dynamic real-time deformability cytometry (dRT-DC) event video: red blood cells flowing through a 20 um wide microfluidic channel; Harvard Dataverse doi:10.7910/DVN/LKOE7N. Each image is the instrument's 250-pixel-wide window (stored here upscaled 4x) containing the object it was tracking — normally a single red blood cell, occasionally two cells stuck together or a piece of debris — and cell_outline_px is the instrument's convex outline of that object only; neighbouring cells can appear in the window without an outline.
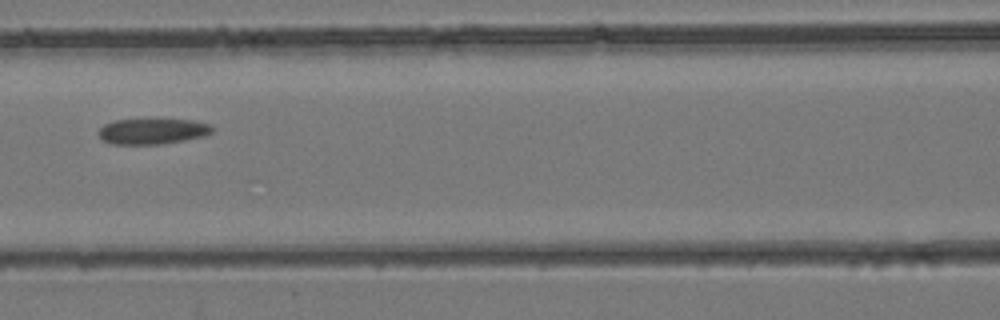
{"species": "common noctule bat (a hibernating species)", "species_latin": "Nyctalus noctula", "temperature_condition": "room temperature", "stored_images_in_passage": 6, "camera_frame_rate_fps": 3000, "um_per_image_px": 0.085, "animal": {"sex": "female", "body_mass_g": 24.6, "forearm_length_mm": 56.2}, "frame": {"image": 1, "passage_image": 6, "time_ms": 1.667, "image_size_px": [1000, 320], "cell_outline_px": [[216, 128], [212, 132], [204, 136], [164, 144], [112, 144], [100, 140], [96, 132], [104, 124], [112, 120], [196, 120], [208, 124]], "centroid_in_image_um": [12.93, 11.17], "position_along_channel_um": 153.7, "area_um2": 17.17}}